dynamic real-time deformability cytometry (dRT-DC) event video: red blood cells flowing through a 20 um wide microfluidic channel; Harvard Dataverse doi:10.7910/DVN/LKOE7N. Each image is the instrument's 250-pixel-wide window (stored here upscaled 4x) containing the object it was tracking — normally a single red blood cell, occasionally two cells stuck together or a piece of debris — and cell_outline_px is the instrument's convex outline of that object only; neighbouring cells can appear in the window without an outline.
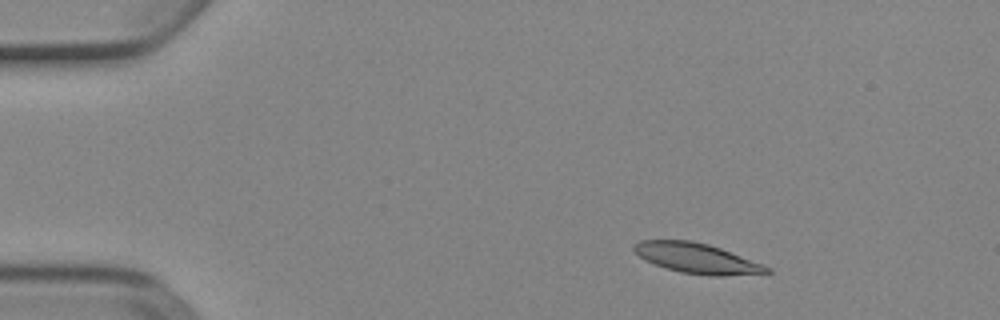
{"species": "Egyptian fruit bat (a non-hibernating species)", "species_latin": "Rousettus aegyptiacus", "temperature_condition": "cold", "stored_images_in_passage": 5, "camera_frame_rate_fps": 3000, "um_per_image_px": 0.085, "animal": {"sex": "female"}, "frame": {"image": 1, "passage_image": 2, "time_ms": 0.333, "image_size_px": [1000, 320], "cell_outline_px": [[772, 272], [724, 276], [708, 276], [680, 272], [644, 260], [632, 248], [640, 240], [692, 240], [708, 244], [720, 248], [764, 264], [772, 268]], "centroid_in_image_um": [59.27, 21.95], "position_along_channel_um": 25.7, "area_um2": 23.24}}
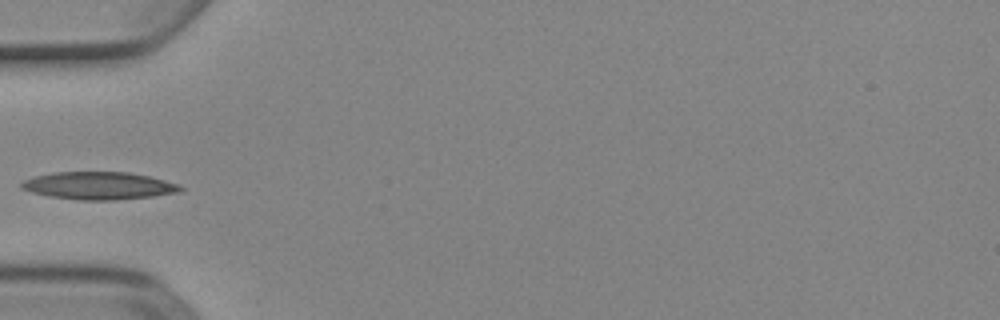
{"frame": {"image": 2, "passage_image": 5, "time_ms": 1.333, "image_size_px": [1000, 320], "cell_outline_px": [[184, 188], [180, 192], [152, 196], [116, 200], [76, 200], [48, 196], [32, 192], [20, 188], [20, 184], [24, 180], [32, 176], [52, 172], [128, 172], [148, 176], [180, 184]], "centroid_in_image_um": [8.37, 15.78], "position_along_channel_um": 76.6, "area_um2": 25.72}}